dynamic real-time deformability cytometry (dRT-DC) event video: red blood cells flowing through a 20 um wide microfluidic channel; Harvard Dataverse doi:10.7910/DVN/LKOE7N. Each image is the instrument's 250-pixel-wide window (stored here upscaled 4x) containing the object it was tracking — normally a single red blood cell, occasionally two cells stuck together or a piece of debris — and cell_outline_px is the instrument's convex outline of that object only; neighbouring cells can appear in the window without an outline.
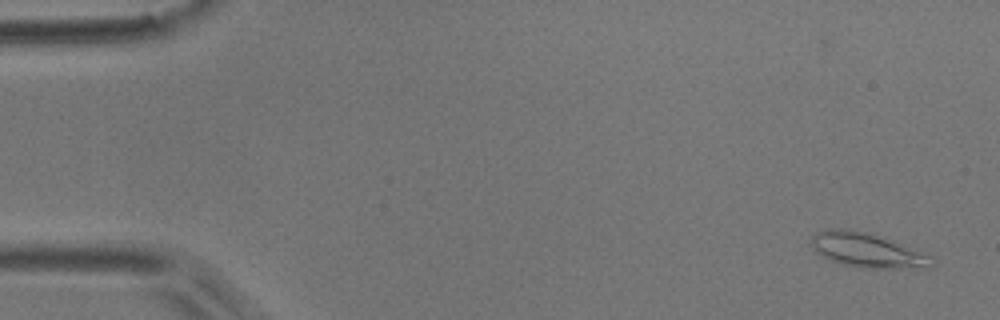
{"species": "common noctule bat (a hibernating species)", "species_latin": "Nyctalus noctula", "temperature_condition": "room temperature", "stored_images_in_passage": 6, "camera_frame_rate_fps": 3000, "um_per_image_px": 0.085, "animal": {"sex": "male", "body_mass_g": 17.9}, "frame": {"image": 1, "passage_image": 1, "time_ms": 0.0, "image_size_px": [1000, 320], "cell_outline_px": [[936, 268], [860, 268], [844, 264], [832, 260], [816, 252], [812, 244], [812, 236], [816, 232], [828, 228], [848, 228], [872, 232], [932, 256], [936, 260]], "centroid_in_image_um": [73.79, 21.26], "position_along_channel_um": 11.2, "area_um2": 24.62}}
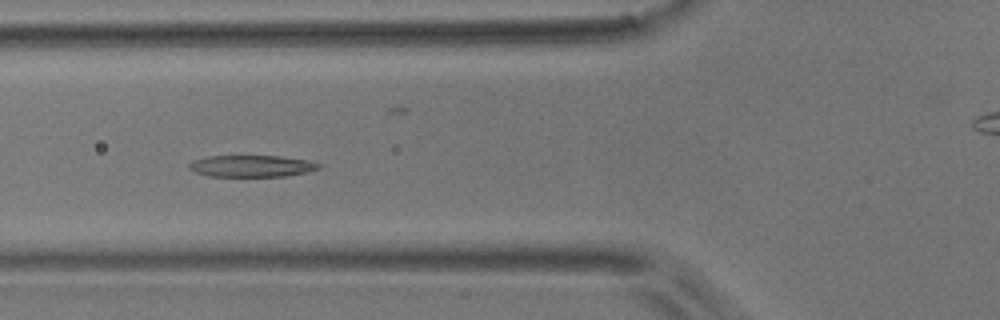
{"frame": {"image": 2, "passage_image": 6, "time_ms": 6.0, "image_size_px": [1000, 320], "cell_outline_px": [[324, 164], [320, 168], [308, 172], [284, 176], [208, 176], [196, 172], [188, 168], [188, 164], [192, 160], [208, 156], [280, 156], [308, 160]], "centroid_in_image_um": [21.41, 14.11], "position_along_channel_um": 104.4, "area_um2": 16.47}}